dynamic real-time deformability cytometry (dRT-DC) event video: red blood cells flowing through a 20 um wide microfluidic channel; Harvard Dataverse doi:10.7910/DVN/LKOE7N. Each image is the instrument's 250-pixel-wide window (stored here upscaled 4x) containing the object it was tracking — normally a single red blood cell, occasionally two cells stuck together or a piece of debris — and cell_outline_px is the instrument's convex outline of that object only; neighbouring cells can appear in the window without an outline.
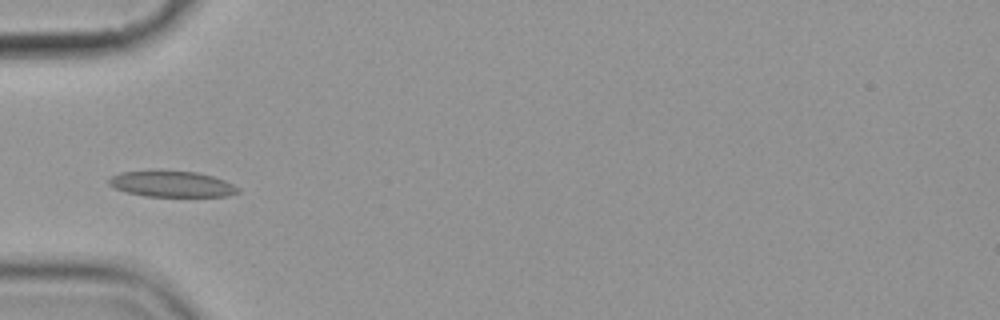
{"species": "common noctule bat (a hibernating species)", "species_latin": "Nyctalus noctula", "temperature_condition": "cold", "stored_images_in_passage": 9, "camera_frame_rate_fps": 3000, "um_per_image_px": 0.085, "animal": {"sex": "female", "body_mass_g": 19.9}, "frame": {"image": 1, "passage_image": 4, "time_ms": 3.667, "image_size_px": [1000, 320], "cell_outline_px": [[240, 192], [228, 196], [144, 196], [128, 192], [116, 188], [108, 184], [108, 180], [112, 176], [120, 172], [196, 172], [212, 176], [224, 180], [240, 188]], "centroid_in_image_um": [14.64, 15.66], "position_along_channel_um": 70.4, "area_um2": 18.96}}
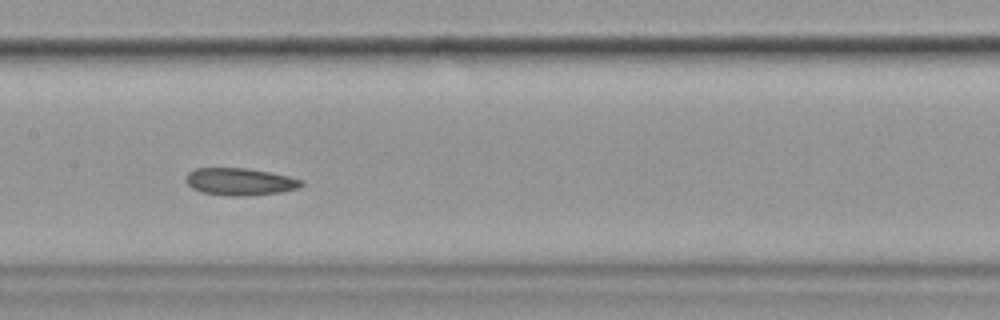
{"frame": {"image": 2, "passage_image": 7, "time_ms": 7.0, "image_size_px": [1000, 320], "cell_outline_px": [[304, 184], [296, 188], [280, 192], [248, 196], [228, 196], [204, 192], [192, 188], [184, 180], [184, 176], [188, 172], [196, 168], [244, 168], [268, 172], [288, 176], [304, 180]], "centroid_in_image_um": [20.36, 15.44], "position_along_channel_um": 187.0, "area_um2": 18.32}}
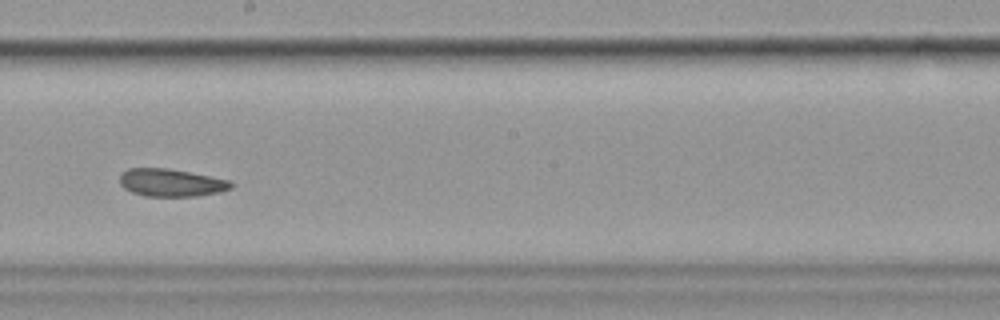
{"frame": {"image": 3, "passage_image": 8, "time_ms": 8.333, "image_size_px": [1000, 320], "cell_outline_px": [[232, 188], [220, 192], [196, 196], [144, 196], [132, 192], [124, 188], [120, 184], [120, 172], [128, 168], [168, 168], [228, 180], [232, 184]], "centroid_in_image_um": [14.49, 15.53], "position_along_channel_um": 233.7, "area_um2": 17.86}}